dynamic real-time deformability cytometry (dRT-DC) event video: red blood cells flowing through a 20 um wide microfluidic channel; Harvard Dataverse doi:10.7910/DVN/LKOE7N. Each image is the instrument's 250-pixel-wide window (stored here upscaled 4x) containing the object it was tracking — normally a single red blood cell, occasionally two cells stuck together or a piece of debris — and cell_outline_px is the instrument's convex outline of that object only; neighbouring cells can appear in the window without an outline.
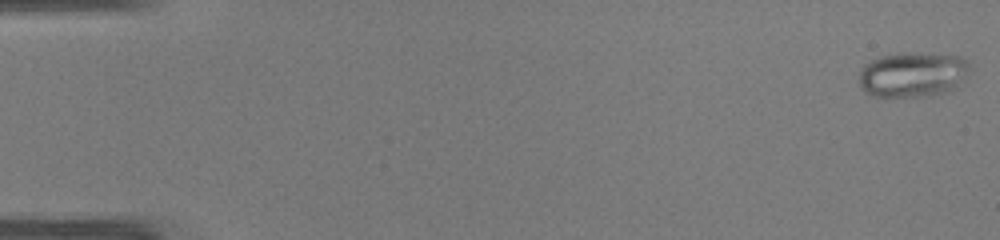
{"species": "common noctule bat (a hibernating species)", "species_latin": "Nyctalus noctula", "temperature_condition": "warm", "stored_images_in_passage": 48, "camera_frame_rate_fps": 3000, "um_per_image_px": 0.085, "animal": {"sex": "male", "body_mass_g": 19.0, "forearm_length_mm": 50.8}, "frame": {"image": 1, "passage_image": 1, "time_ms": 0.0, "image_size_px": [1000, 240], "cell_outline_px": [[968, 68], [964, 76], [956, 88], [948, 92], [932, 96], [872, 96], [864, 92], [860, 84], [860, 72], [864, 64], [880, 56], [900, 52], [912, 52], [960, 56], [968, 60]], "centroid_in_image_um": [77.57, 6.33], "position_along_channel_um": 7.4, "area_um2": 29.19}}
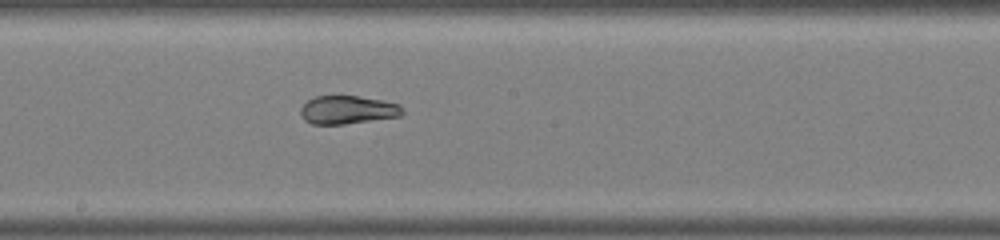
{"frame": {"image": 2, "passage_image": 27, "time_ms": 8.667, "image_size_px": [1000, 240], "cell_outline_px": [[404, 112], [400, 116], [344, 124], [312, 124], [304, 120], [300, 112], [300, 108], [308, 100], [316, 96], [356, 96], [380, 100], [400, 104], [404, 108]], "centroid_in_image_um": [29.55, 9.34], "position_along_channel_um": 218.7, "area_um2": 16.7}}
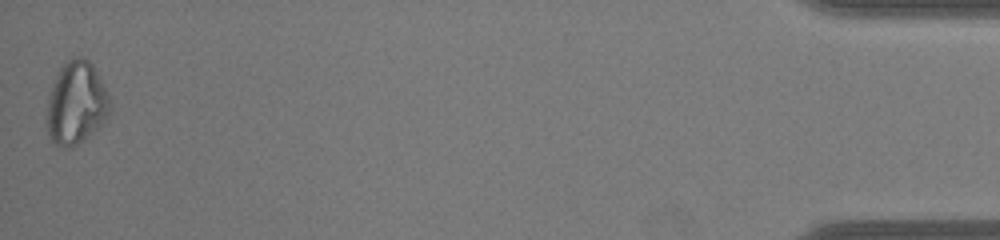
{"frame": {"image": 3, "passage_image": 48, "time_ms": 15.667, "image_size_px": [1000, 240], "cell_outline_px": [[112, 112], [100, 128], [76, 144], [68, 148], [64, 148], [56, 144], [52, 140], [48, 132], [44, 120], [44, 116], [48, 96], [52, 84], [60, 68], [72, 56], [80, 56], [88, 60], [92, 64], [112, 104]], "centroid_in_image_um": [6.46, 8.78], "position_along_channel_um": 428.7, "area_um2": 30.87}, "authors_computed_cell_mechanics": {"area_um2": 22.6576, "velocity_mm_per_s": 4.2505, "shape_relaxation_time_tau1_ms": null, "shape_relaxation_time_tau2_ms": 1.1551, "deformation_change_tau1": null, "deformation_change_tau2": 0.0558}}